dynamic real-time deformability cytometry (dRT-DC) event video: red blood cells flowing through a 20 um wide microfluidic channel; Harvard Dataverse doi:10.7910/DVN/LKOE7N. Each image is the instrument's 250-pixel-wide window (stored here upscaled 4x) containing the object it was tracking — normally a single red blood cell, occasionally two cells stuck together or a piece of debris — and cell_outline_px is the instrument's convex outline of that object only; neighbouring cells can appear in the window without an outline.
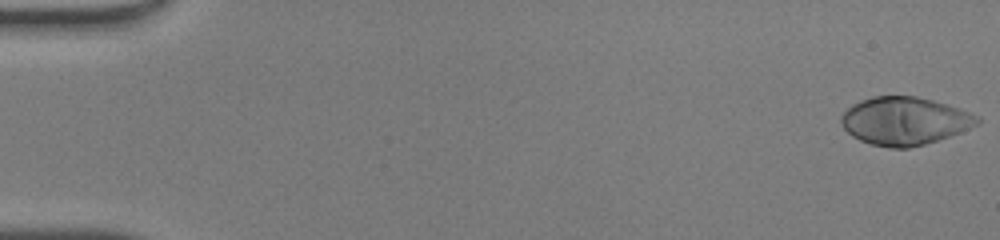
{"species": "human", "species_latin": "Homo sapiens", "temperature_condition": "warm", "stored_images_in_passage": 17, "camera_frame_rate_fps": 3000, "um_per_image_px": 0.085, "donor": {"sex": "male"}, "frame": {"image": 1, "passage_image": 1, "time_ms": 0.0, "image_size_px": [1000, 240], "cell_outline_px": [[980, 124], [960, 132], [924, 144], [908, 148], [892, 148], [872, 144], [860, 140], [852, 136], [844, 128], [840, 120], [840, 116], [852, 104], [860, 100], [872, 96], [916, 96], [948, 104], [960, 108], [980, 116]], "centroid_in_image_um": [76.9, 10.27], "position_along_channel_um": 8.1, "area_um2": 38.03}}
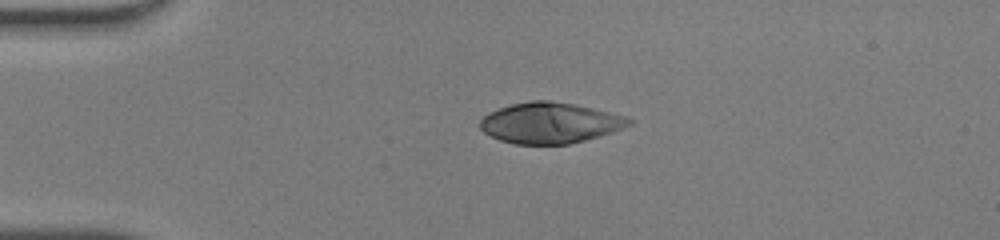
{"frame": {"image": 2, "passage_image": 12, "time_ms": 3.667, "image_size_px": [1000, 240], "cell_outline_px": [[632, 124], [624, 128], [612, 132], [584, 140], [568, 144], [516, 144], [500, 140], [484, 132], [480, 128], [480, 120], [488, 112], [512, 104], [532, 100], [548, 100], [576, 104], [628, 116], [632, 120]], "centroid_in_image_um": [46.77, 10.44], "position_along_channel_um": 38.2, "area_um2": 35.37}}